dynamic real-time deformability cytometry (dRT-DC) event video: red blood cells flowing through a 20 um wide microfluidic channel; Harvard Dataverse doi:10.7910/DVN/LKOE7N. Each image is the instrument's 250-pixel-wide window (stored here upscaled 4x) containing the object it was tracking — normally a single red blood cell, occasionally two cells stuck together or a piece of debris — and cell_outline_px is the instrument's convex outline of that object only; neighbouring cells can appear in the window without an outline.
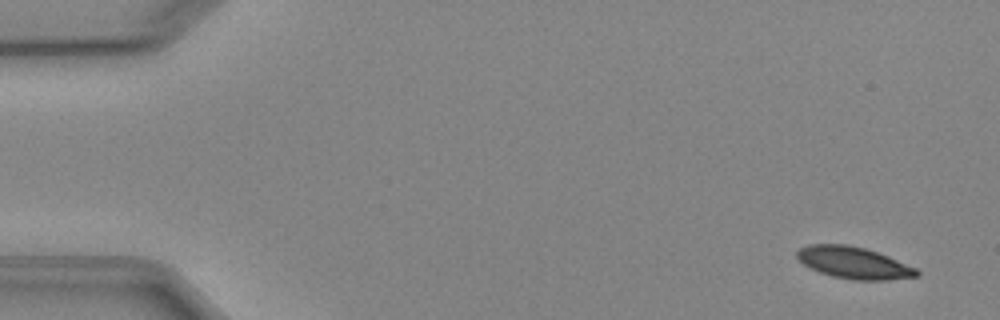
{"species": "Egyptian fruit bat (a non-hibernating species)", "species_latin": "Rousettus aegyptiacus", "temperature_condition": "cold", "stored_images_in_passage": 5, "camera_frame_rate_fps": 3000, "um_per_image_px": 0.085, "animal": {"sex": "female"}, "frame": {"image": 1, "passage_image": 1, "time_ms": 0.0, "image_size_px": [1000, 320], "cell_outline_px": [[920, 276], [884, 280], [856, 280], [832, 276], [820, 272], [804, 264], [796, 256], [796, 252], [800, 248], [808, 244], [848, 244], [864, 248], [888, 256], [916, 268], [920, 272]], "centroid_in_image_um": [72.57, 22.33], "position_along_channel_um": 12.4, "area_um2": 22.02}}